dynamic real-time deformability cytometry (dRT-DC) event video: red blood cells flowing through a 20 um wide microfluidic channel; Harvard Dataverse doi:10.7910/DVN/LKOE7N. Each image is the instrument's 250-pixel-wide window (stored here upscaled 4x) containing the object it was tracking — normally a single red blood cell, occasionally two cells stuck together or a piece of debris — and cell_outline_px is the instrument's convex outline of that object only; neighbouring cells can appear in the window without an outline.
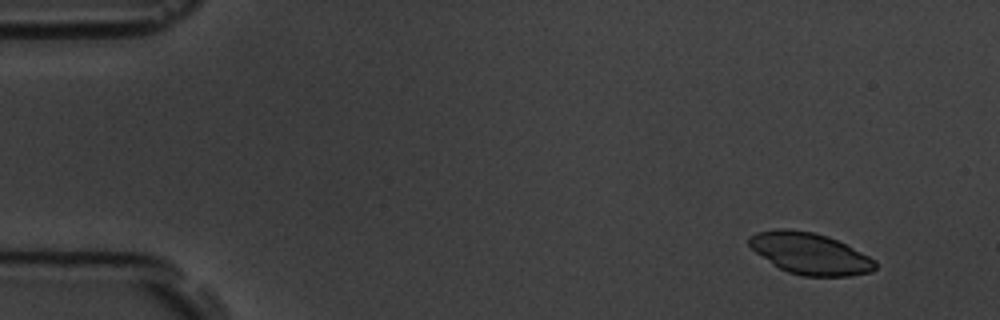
{"species": "common noctule bat (a hibernating species)", "species_latin": "Nyctalus noctula", "temperature_condition": "room temperature", "stored_images_in_passage": 8, "camera_frame_rate_fps": 3000, "um_per_image_px": 0.085, "animal": {"sex": "male", "body_mass_g": 19.5, "forearm_length_mm": 54.6}, "frame": {"image": 1, "passage_image": 1, "time_ms": 0.0, "image_size_px": [1000, 320], "cell_outline_px": [[876, 268], [872, 272], [852, 276], [804, 276], [788, 272], [772, 264], [756, 252], [748, 244], [748, 236], [756, 232], [780, 228], [784, 228], [812, 232], [828, 236], [876, 260]], "centroid_in_image_um": [68.83, 21.55], "position_along_channel_um": 16.2, "area_um2": 30.35}}